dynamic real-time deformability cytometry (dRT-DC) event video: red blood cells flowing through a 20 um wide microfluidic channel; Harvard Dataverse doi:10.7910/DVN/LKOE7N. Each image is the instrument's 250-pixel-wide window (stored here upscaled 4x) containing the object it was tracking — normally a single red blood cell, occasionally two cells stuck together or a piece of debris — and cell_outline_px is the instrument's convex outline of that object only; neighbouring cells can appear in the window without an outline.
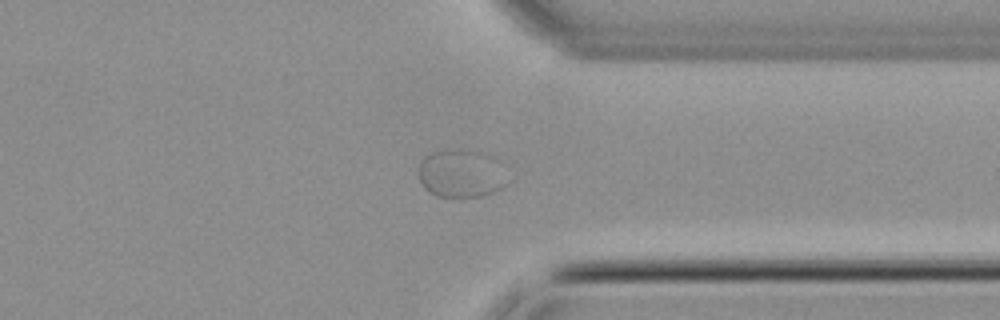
{"species": "common noctule bat (a hibernating species)", "species_latin": "Nyctalus noctula", "temperature_condition": "cold", "stored_images_in_passage": 52, "segment_of_instrument_passage": [1, 2], "camera_frame_rate_fps": 3000, "um_per_image_px": 0.085, "animal": {"sex": "male", "body_mass_g": 21.5, "forearm_length_mm": 52.0}, "frame": {"image": 1, "passage_image": 40, "time_ms": 13.0, "image_size_px": [1000, 320], "cell_outline_px": [[508, 184], [484, 196], [460, 200], [436, 196], [428, 192], [424, 188], [420, 180], [420, 164], [432, 152], [480, 152], [488, 156], [508, 180]], "centroid_in_image_um": [39.15, 14.89], "position_along_channel_um": 372.2, "area_um2": 24.04}}
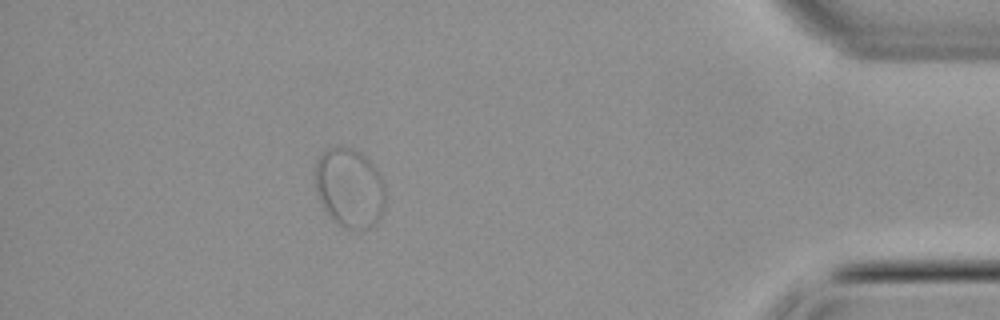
{"frame": {"image": 2, "passage_image": 46, "time_ms": 15.0, "image_size_px": [1000, 320], "cell_outline_px": [[384, 204], [380, 220], [376, 224], [360, 232], [344, 228], [336, 224], [328, 216], [320, 200], [316, 188], [316, 160], [328, 148], [352, 148], [364, 156], [368, 160], [380, 176], [384, 184]], "centroid_in_image_um": [29.72, 16.05], "position_along_channel_um": 405.5, "area_um2": 32.37}}